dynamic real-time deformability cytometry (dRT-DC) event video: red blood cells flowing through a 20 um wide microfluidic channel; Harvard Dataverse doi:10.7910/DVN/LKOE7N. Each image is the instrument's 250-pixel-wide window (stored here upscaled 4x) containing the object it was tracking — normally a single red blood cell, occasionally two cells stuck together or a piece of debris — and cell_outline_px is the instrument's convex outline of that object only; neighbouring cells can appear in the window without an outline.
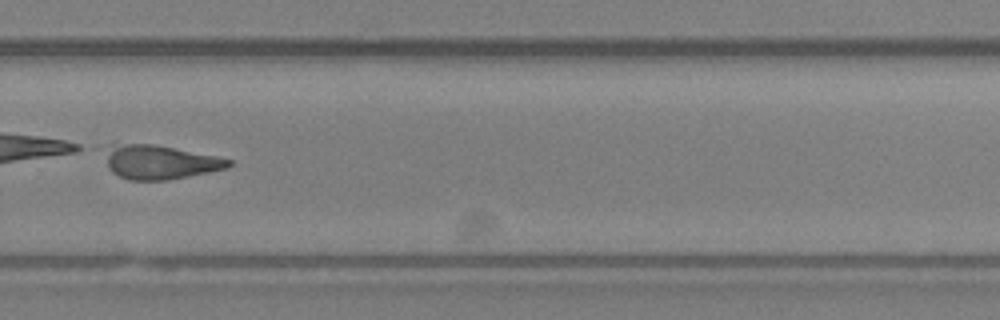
{"species": "Egyptian fruit bat (a non-hibernating species)", "species_latin": "Rousettus aegyptiacus", "temperature_condition": "room temperature", "stored_images_in_passage": 44, "camera_frame_rate_fps": 3000, "um_per_image_px": 0.085, "animal": {"sex": "female"}, "frame": {"image": 1, "passage_image": 32, "time_ms": 10.333, "image_size_px": [1000, 320], "cell_outline_px": [[232, 164], [228, 168], [168, 180], [128, 180], [112, 172], [108, 168], [100, 148], [112, 140], [152, 144], [216, 156], [232, 160]], "centroid_in_image_um": [13.4, 13.72], "position_along_channel_um": 316.4, "area_um2": 25.49}}